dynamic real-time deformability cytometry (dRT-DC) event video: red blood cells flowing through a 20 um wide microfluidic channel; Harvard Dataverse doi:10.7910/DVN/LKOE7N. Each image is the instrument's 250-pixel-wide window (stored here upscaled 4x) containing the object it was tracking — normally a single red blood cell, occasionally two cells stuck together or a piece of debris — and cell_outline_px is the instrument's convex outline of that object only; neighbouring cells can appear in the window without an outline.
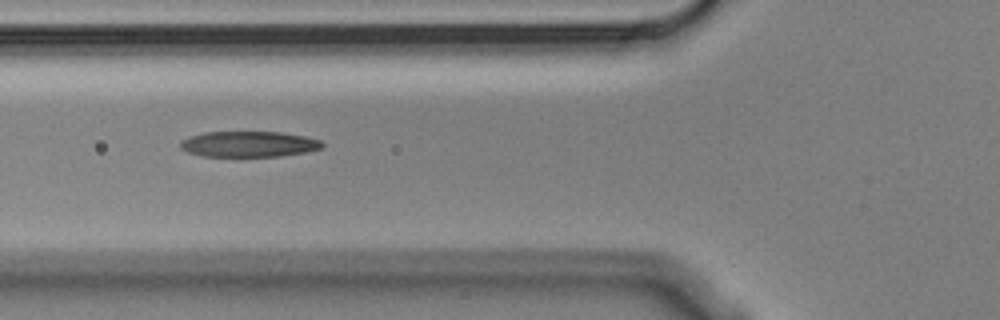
{"species": "Egyptian fruit bat (a non-hibernating species)", "species_latin": "Rousettus aegyptiacus", "temperature_condition": "cold", "stored_images_in_passage": 11, "camera_frame_rate_fps": 3000, "um_per_image_px": 0.085, "animal": {"sex": "male"}, "frame": {"image": 1, "passage_image": 2, "time_ms": 0.333, "image_size_px": [1000, 320], "cell_outline_px": [[324, 144], [320, 148], [304, 152], [280, 156], [204, 156], [188, 152], [180, 148], [180, 140], [204, 132], [280, 132], [304, 136], [320, 140]], "centroid_in_image_um": [21.12, 12.24], "position_along_channel_um": 104.7, "area_um2": 21.04}}
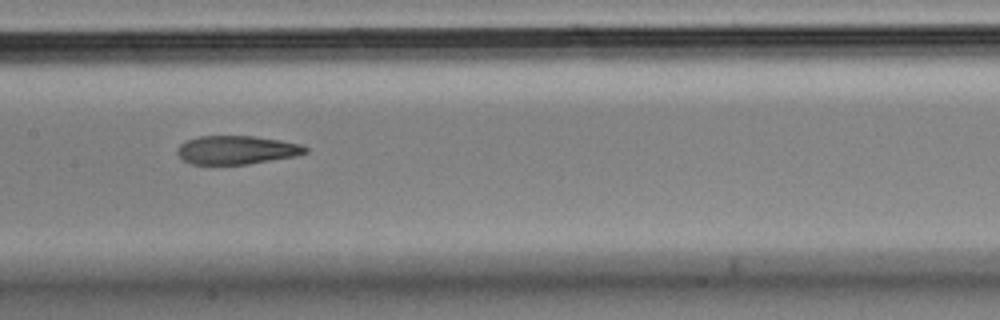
{"frame": {"image": 2, "passage_image": 4, "time_ms": 1.0, "image_size_px": [1000, 320], "cell_outline_px": [[308, 152], [296, 156], [248, 164], [192, 164], [184, 160], [176, 152], [180, 144], [188, 140], [200, 136], [252, 136], [280, 140], [300, 144], [308, 148]], "centroid_in_image_um": [20.13, 12.75], "position_along_channel_um": 187.3, "area_um2": 21.15}}
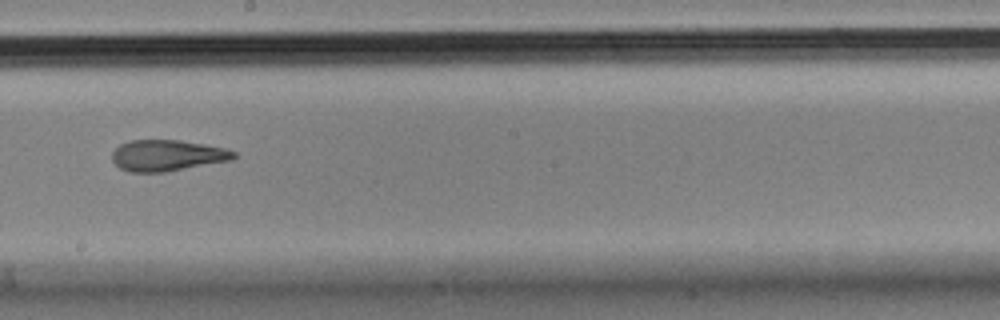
{"frame": {"image": 3, "passage_image": 5, "time_ms": 1.333, "image_size_px": [1000, 320], "cell_outline_px": [[236, 156], [232, 160], [164, 172], [128, 172], [120, 168], [112, 160], [112, 152], [120, 144], [128, 140], [180, 140], [204, 144], [224, 148], [236, 152]], "centroid_in_image_um": [14.2, 13.21], "position_along_channel_um": 234.0, "area_um2": 22.08}}